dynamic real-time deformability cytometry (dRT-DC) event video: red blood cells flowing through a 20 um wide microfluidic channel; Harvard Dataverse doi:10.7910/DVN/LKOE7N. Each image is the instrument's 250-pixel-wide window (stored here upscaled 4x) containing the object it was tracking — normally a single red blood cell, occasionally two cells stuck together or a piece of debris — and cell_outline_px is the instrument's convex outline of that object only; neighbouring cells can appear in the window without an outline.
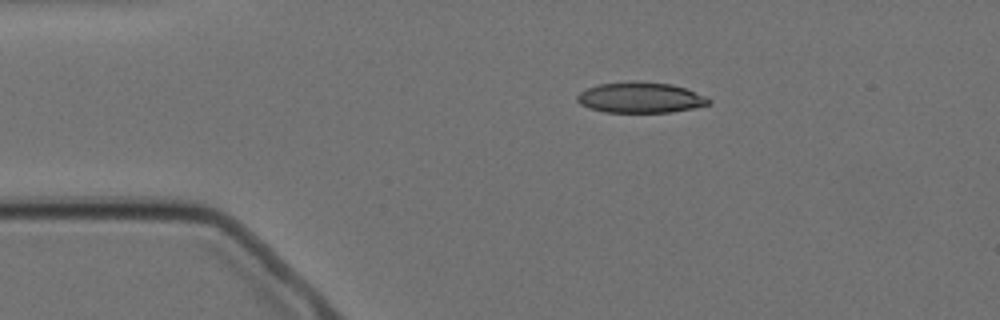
{"species": "Egyptian fruit bat (a non-hibernating species)", "species_latin": "Rousettus aegyptiacus", "temperature_condition": "cold", "stored_images_in_passage": 13, "camera_frame_rate_fps": 3000, "um_per_image_px": 0.085, "animal": {"sex": "female"}, "frame": {"image": 1, "passage_image": 1, "time_ms": 0.0, "image_size_px": [1000, 320], "cell_outline_px": [[712, 100], [708, 104], [692, 108], [672, 112], [604, 112], [588, 108], [580, 104], [576, 100], [576, 96], [580, 92], [588, 88], [600, 84], [632, 80], [672, 84], [708, 96]], "centroid_in_image_um": [54.43, 8.29], "position_along_channel_um": 30.6, "area_um2": 23.64}}
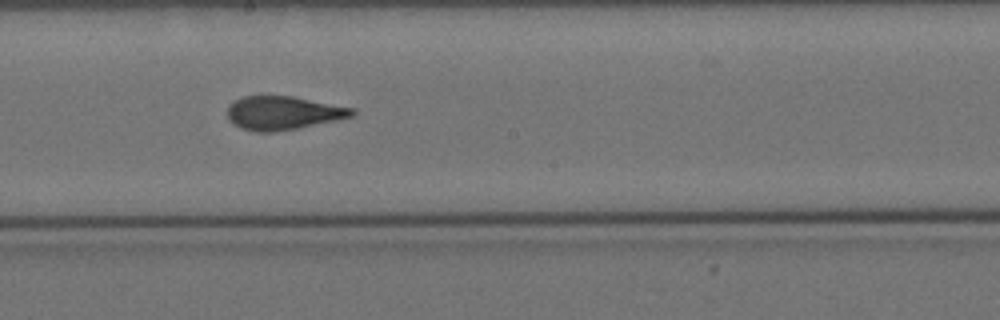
{"frame": {"image": 2, "passage_image": 6, "time_ms": 6.667, "image_size_px": [1000, 320], "cell_outline_px": [[356, 112], [352, 116], [336, 120], [276, 132], [256, 132], [240, 128], [232, 124], [228, 120], [228, 108], [236, 100], [244, 96], [292, 96], [356, 108]], "centroid_in_image_um": [24.07, 9.6], "position_along_channel_um": 224.1, "area_um2": 24.33}}
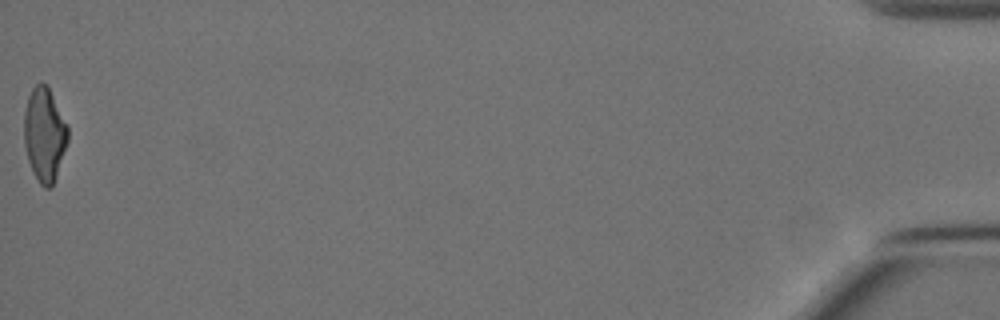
{"frame": {"image": 3, "passage_image": 13, "time_ms": 15.667, "image_size_px": [1000, 320], "cell_outline_px": [[68, 140], [52, 188], [44, 188], [40, 184], [32, 172], [28, 160], [24, 144], [24, 112], [28, 96], [32, 88], [40, 80], [48, 84], [68, 124]], "centroid_in_image_um": [3.78, 11.39], "position_along_channel_um": 431.4, "area_um2": 24.39}, "authors_computed_cell_mechanics": {"area_um2": 24.7962, "velocity_mm_per_s": 3.4998, "shape_relaxation_time_tau1_ms": 8.8437, "shape_relaxation_time_tau2_ms": 2.1629, "deformation_change_tau1": 0.2139, "deformation_change_tau2": 0.0948}}